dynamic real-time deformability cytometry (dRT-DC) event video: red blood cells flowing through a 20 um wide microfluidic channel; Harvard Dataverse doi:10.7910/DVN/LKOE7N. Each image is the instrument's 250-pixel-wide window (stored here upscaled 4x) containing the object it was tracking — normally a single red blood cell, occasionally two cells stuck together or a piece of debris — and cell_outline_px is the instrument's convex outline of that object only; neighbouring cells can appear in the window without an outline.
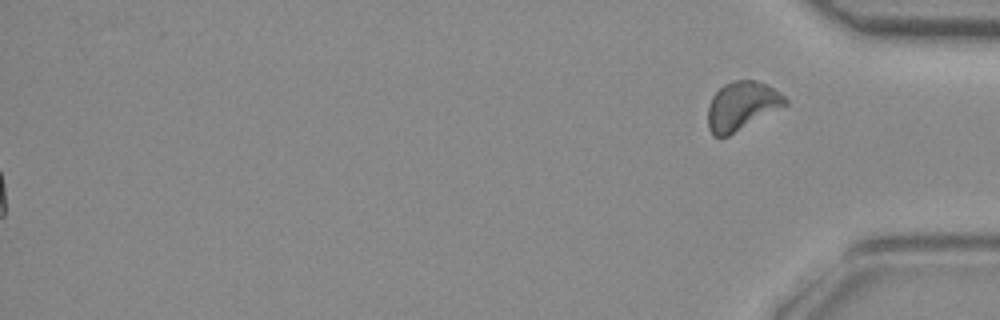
{"species": "common noctule bat (a hibernating species)", "species_latin": "Nyctalus noctula", "temperature_condition": "room temperature", "stored_images_in_passage": 48, "segment_of_instrument_passage": [2, 2], "camera_frame_rate_fps": 3000, "um_per_image_px": 0.085, "animal": {"sex": "female", "body_mass_g": 29.2, "forearm_length_mm": 56.3}, "frame": {"image": 1, "passage_image": 48, "time_ms": 15.667, "image_size_px": [1000, 320], "cell_outline_px": [[788, 104], [728, 136], [712, 136], [708, 128], [708, 104], [712, 96], [724, 84], [732, 80], [756, 80], [768, 84], [780, 92], [788, 100]], "centroid_in_image_um": [63.05, 8.98], "position_along_channel_um": 372.2, "area_um2": 21.96}}